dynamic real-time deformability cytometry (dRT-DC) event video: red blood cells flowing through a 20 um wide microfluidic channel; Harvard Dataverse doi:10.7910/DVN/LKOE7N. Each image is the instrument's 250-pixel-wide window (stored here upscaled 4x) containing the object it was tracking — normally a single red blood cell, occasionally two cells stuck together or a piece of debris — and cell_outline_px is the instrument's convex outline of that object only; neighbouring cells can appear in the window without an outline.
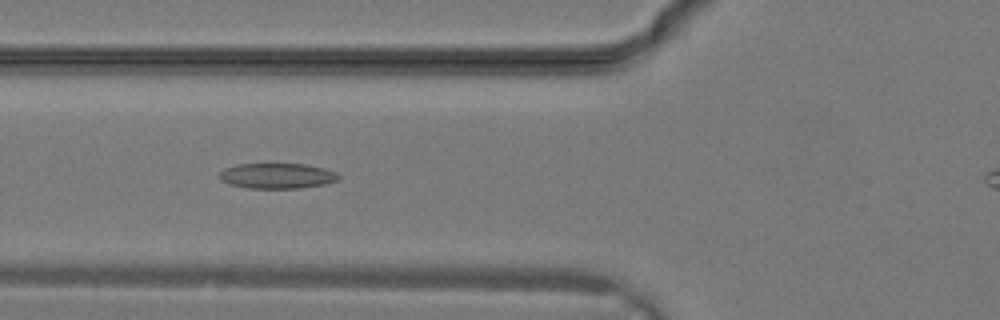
{"species": "common noctule bat (a hibernating species)", "species_latin": "Nyctalus noctula", "temperature_condition": "warm", "stored_images_in_passage": 13, "camera_frame_rate_fps": 3000, "um_per_image_px": 0.085, "animal": {"sex": "male", "body_mass_g": 19.2, "forearm_length_mm": 51.8}, "frame": {"image": 1, "passage_image": 4, "time_ms": 1.0, "image_size_px": [1000, 320], "cell_outline_px": [[340, 180], [324, 184], [300, 188], [248, 188], [228, 184], [220, 180], [220, 172], [224, 168], [236, 164], [304, 164], [324, 168], [336, 172], [340, 176]], "centroid_in_image_um": [23.55, 14.95], "position_along_channel_um": 102.2, "area_um2": 17.69}}
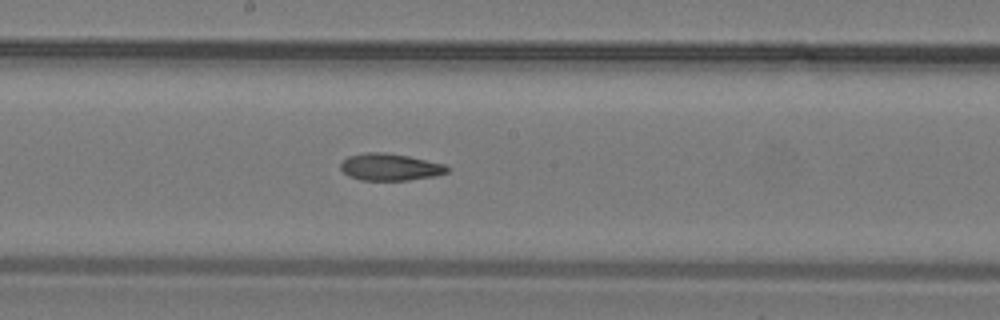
{"frame": {"image": 2, "passage_image": 9, "time_ms": 2.667, "image_size_px": [1000, 320], "cell_outline_px": [[448, 172], [436, 176], [408, 180], [360, 180], [348, 176], [340, 168], [340, 164], [348, 156], [364, 152], [384, 152], [408, 156], [444, 164], [448, 168]], "centroid_in_image_um": [33.13, 14.2], "position_along_channel_um": 215.1, "area_um2": 16.76}}
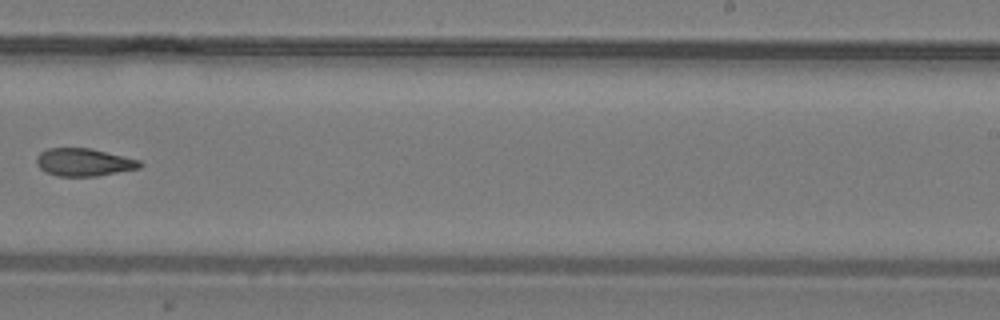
{"frame": {"image": 3, "passage_image": 12, "time_ms": 3.667, "image_size_px": [1000, 320], "cell_outline_px": [[144, 164], [140, 168], [96, 176], [56, 176], [40, 168], [36, 164], [36, 156], [40, 152], [48, 148], [92, 148], [140, 160]], "centroid_in_image_um": [7.13, 13.78], "position_along_channel_um": 281.9, "area_um2": 16.76}}